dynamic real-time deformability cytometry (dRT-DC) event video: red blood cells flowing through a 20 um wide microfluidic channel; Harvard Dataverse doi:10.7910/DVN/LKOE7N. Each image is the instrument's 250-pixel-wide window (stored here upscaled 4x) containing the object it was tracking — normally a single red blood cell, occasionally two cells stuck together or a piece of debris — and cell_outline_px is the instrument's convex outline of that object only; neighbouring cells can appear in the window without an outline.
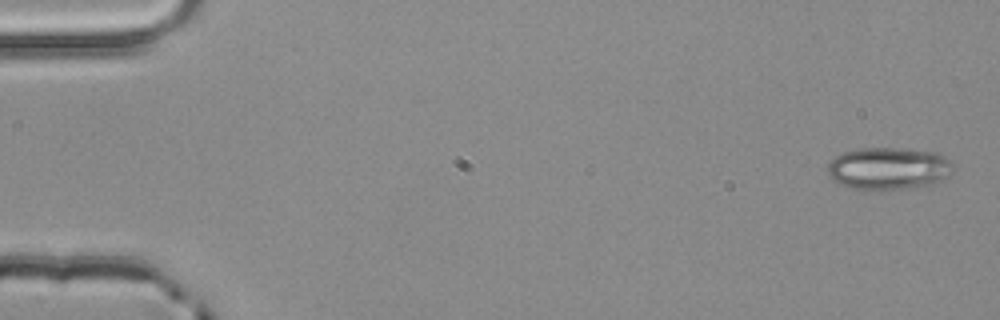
{"species": "common noctule bat (a hibernating species)", "species_latin": "Nyctalus noctula", "temperature_condition": "room temperature", "stored_images_in_passage": 4, "camera_frame_rate_fps": 3000, "um_per_image_px": 0.085, "animal": {"sex": "male", "body_mass_g": 20.4}, "frame": {"image": 1, "passage_image": 1, "time_ms": 0.0, "image_size_px": [1000, 320], "cell_outline_px": [[952, 168], [940, 180], [932, 184], [904, 188], [864, 192], [860, 192], [840, 184], [832, 180], [828, 176], [828, 164], [836, 156], [844, 152], [856, 148], [904, 148], [940, 152], [952, 164]], "centroid_in_image_um": [75.45, 14.33], "position_along_channel_um": 9.6, "area_um2": 31.33}}
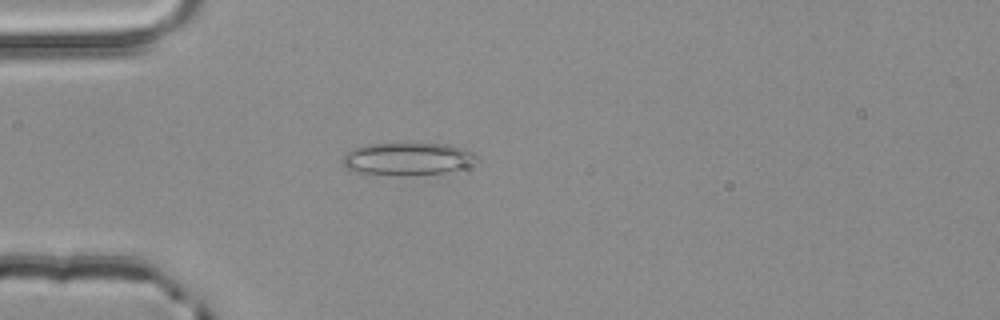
{"frame": {"image": 2, "passage_image": 4, "time_ms": 1.0, "image_size_px": [1000, 320], "cell_outline_px": [[476, 156], [456, 168], [444, 172], [404, 176], [356, 172], [344, 168], [344, 156], [348, 152], [356, 148], [368, 144], [448, 144], [464, 148], [472, 152]], "centroid_in_image_um": [34.52, 13.5], "position_along_channel_um": 50.5, "area_um2": 24.51}}